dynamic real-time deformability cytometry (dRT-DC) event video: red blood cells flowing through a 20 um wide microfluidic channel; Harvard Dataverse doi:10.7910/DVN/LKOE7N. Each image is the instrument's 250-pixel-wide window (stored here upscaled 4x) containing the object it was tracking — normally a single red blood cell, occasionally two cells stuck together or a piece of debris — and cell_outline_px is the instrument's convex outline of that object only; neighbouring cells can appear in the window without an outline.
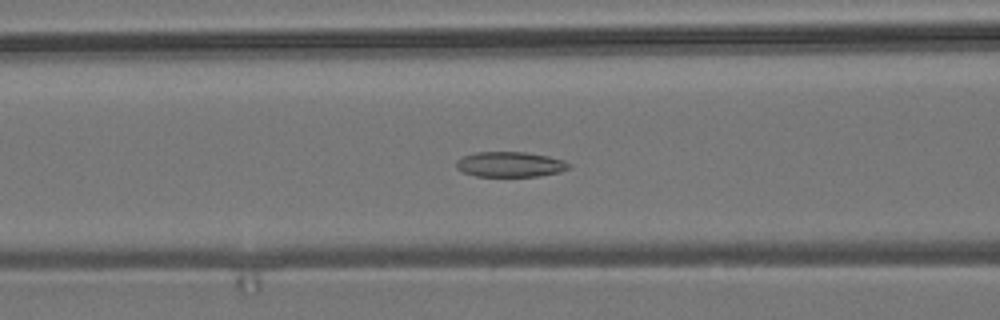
{"species": "common noctule bat (a hibernating species)", "species_latin": "Nyctalus noctula", "temperature_condition": "room temperature", "stored_images_in_passage": 55, "camera_frame_rate_fps": 3000, "um_per_image_px": 0.085, "animal": {"sex": "male", "body_mass_g": 19.2, "forearm_length_mm": 51.8}, "frame": {"image": 1, "passage_image": 22, "time_ms": 7.0, "image_size_px": [1000, 320], "cell_outline_px": [[572, 164], [568, 168], [560, 172], [540, 176], [476, 176], [464, 172], [456, 168], [456, 160], [464, 156], [476, 152], [524, 152], [548, 156], [564, 160]], "centroid_in_image_um": [43.37, 13.97], "position_along_channel_um": 123.2, "area_um2": 16.53}}
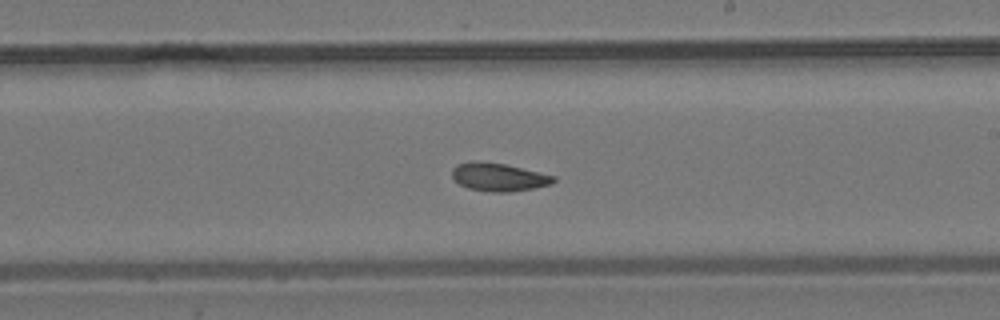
{"frame": {"image": 2, "passage_image": 32, "time_ms": 10.333, "image_size_px": [1000, 320], "cell_outline_px": [[556, 180], [552, 184], [532, 188], [508, 192], [492, 192], [468, 188], [460, 184], [452, 176], [452, 168], [456, 164], [472, 160], [504, 164], [556, 176]], "centroid_in_image_um": [42.37, 15.04], "position_along_channel_um": 246.6, "area_um2": 16.53}}
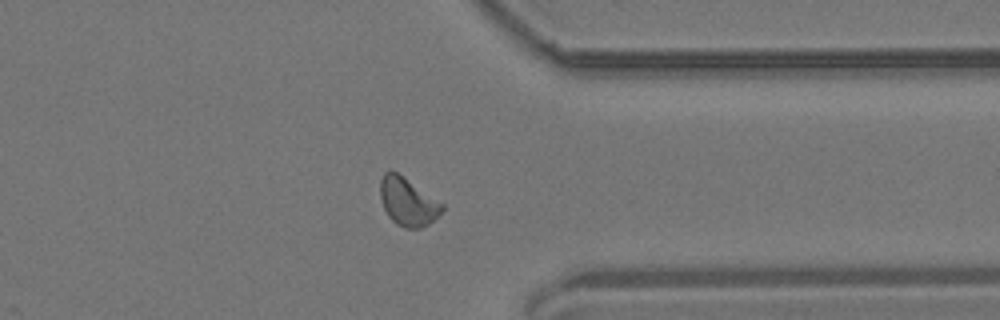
{"frame": {"image": 3, "passage_image": 43, "time_ms": 14.0, "image_size_px": [1000, 320], "cell_outline_px": [[444, 208], [428, 224], [420, 228], [404, 228], [396, 224], [388, 216], [384, 208], [380, 196], [380, 180], [384, 172], [396, 172], [444, 204]], "centroid_in_image_um": [34.64, 17.16], "position_along_channel_um": 376.8, "area_um2": 16.94}, "authors_computed_cell_mechanics": {"area_um2": 16.9932, "velocity_mm_per_s": 3.7139, "shape_relaxation_time_tau1_ms": null, "shape_relaxation_time_tau2_ms": 3.6819, "deformation_change_tau1": null, "deformation_change_tau2": 0.0906}}